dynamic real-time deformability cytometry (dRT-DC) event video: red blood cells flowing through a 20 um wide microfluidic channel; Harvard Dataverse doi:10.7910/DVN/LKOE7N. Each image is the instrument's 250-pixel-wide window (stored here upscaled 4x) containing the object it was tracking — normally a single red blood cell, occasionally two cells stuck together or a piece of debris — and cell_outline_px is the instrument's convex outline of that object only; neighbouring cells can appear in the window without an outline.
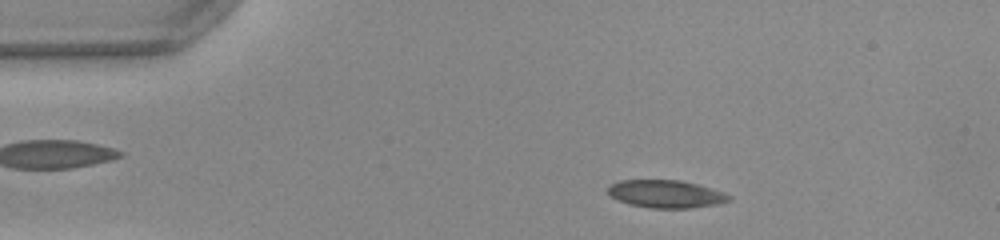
{"species": "common noctule bat (a hibernating species)", "species_latin": "Nyctalus noctula", "temperature_condition": "warm", "stored_images_in_passage": 40, "camera_frame_rate_fps": 3000, "um_per_image_px": 0.085, "animal": {"sex": "female", "body_mass_g": 22.0, "forearm_length_mm": 56.7}, "frame": {"image": 1, "passage_image": 8, "time_ms": 2.333, "image_size_px": [1000, 240], "cell_outline_px": [[732, 200], [720, 204], [688, 208], [652, 208], [628, 204], [616, 200], [608, 192], [608, 184], [620, 180], [680, 180], [696, 184], [724, 192], [732, 196]], "centroid_in_image_um": [56.6, 16.49], "position_along_channel_um": 28.4, "area_um2": 19.71}}
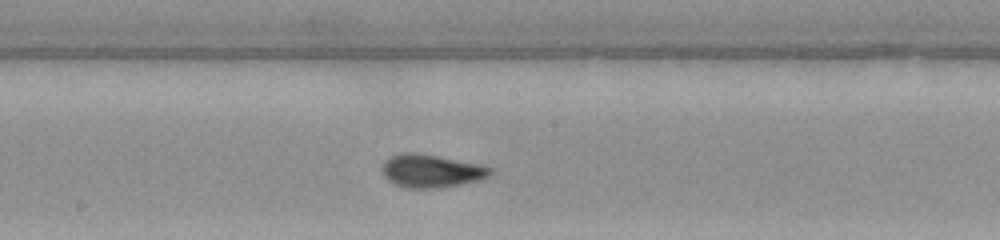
{"frame": {"image": 2, "passage_image": 26, "time_ms": 8.333, "image_size_px": [1000, 240], "cell_outline_px": [[492, 172], [488, 176], [480, 180], [436, 188], [408, 188], [396, 184], [388, 180], [384, 176], [380, 168], [384, 160], [392, 156], [404, 152], [420, 152], [484, 164], [492, 168]], "centroid_in_image_um": [36.66, 14.5], "position_along_channel_um": 211.5, "area_um2": 21.15}}
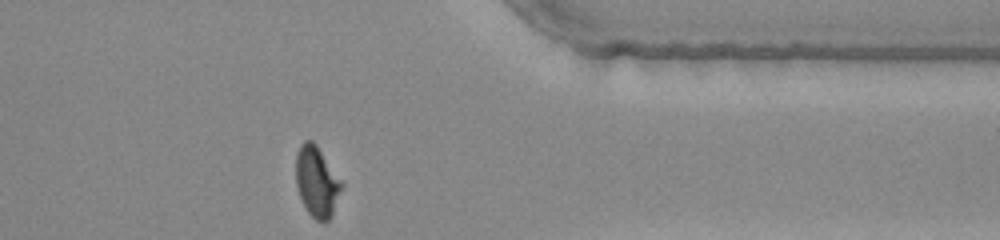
{"frame": {"image": 3, "passage_image": 40, "time_ms": 13.0, "image_size_px": [1000, 240], "cell_outline_px": [[344, 184], [332, 216], [328, 220], [316, 220], [308, 212], [300, 196], [296, 184], [296, 156], [300, 144], [304, 140], [312, 140], [316, 144]], "centroid_in_image_um": [26.94, 15.42], "position_along_channel_um": 384.5, "area_um2": 18.67}, "authors_computed_cell_mechanics": {"area_um2": 19.8832, "velocity_mm_per_s": 4.0026, "shape_relaxation_time_tau1_ms": 6.5675, "shape_relaxation_time_tau2_ms": 1.6167, "deformation_change_tau1": 0.2001, "deformation_change_tau2": 0.0474}}